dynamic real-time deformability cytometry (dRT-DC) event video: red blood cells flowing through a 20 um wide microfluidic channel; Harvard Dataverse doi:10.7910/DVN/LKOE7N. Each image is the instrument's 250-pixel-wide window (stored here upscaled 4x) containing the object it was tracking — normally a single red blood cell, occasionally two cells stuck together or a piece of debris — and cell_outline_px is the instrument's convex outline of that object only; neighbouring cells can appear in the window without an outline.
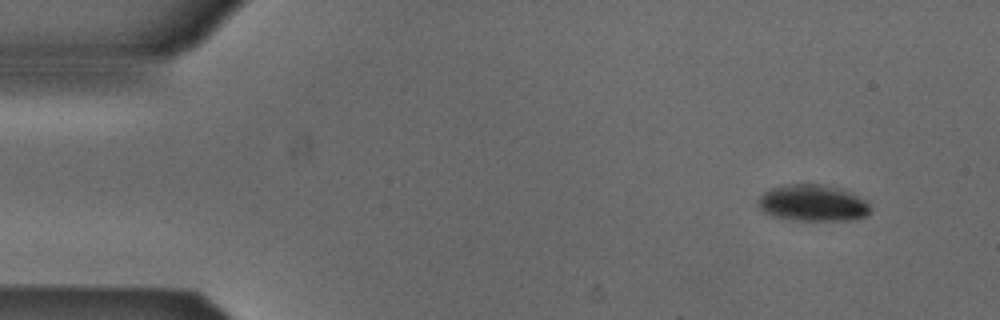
{"species": "Egyptian fruit bat (a non-hibernating species)", "species_latin": "Rousettus aegyptiacus", "temperature_condition": "cold", "stored_images_in_passage": 5, "segment_of_instrument_passage": [1, 2], "camera_frame_rate_fps": 3000, "um_per_image_px": 0.085, "animal": {"sex": "male"}, "frame": {"image": 1, "passage_image": 1, "time_ms": 0.0, "image_size_px": [1000, 320], "cell_outline_px": [[872, 208], [868, 216], [856, 220], [792, 220], [776, 216], [764, 212], [756, 204], [756, 200], [768, 188], [784, 184], [824, 184], [844, 188], [852, 192], [864, 200]], "centroid_in_image_um": [69.1, 17.24], "position_along_channel_um": 15.9, "area_um2": 24.39}}